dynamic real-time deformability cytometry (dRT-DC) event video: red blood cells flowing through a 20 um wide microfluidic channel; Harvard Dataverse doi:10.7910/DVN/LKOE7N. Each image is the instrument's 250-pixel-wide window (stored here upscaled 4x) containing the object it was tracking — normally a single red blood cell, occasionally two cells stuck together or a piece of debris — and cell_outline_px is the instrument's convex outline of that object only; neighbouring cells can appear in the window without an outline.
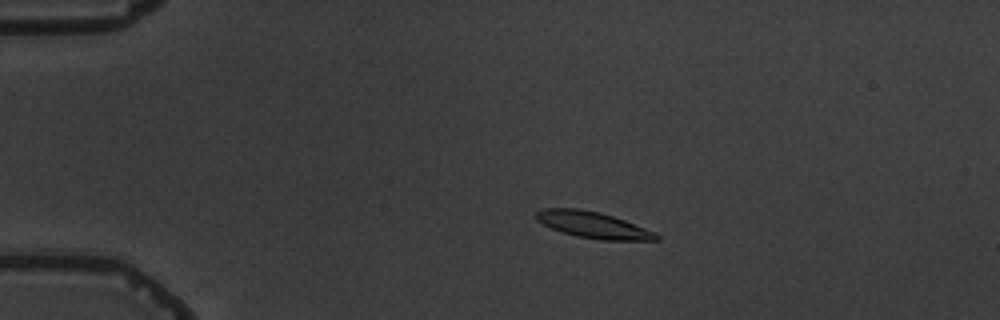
{"species": "common noctule bat (a hibernating species)", "species_latin": "Nyctalus noctula", "temperature_condition": "warm", "stored_images_in_passage": 9, "camera_frame_rate_fps": 3000, "um_per_image_px": 0.085, "animal": {"sex": "male", "body_mass_g": 19.5, "forearm_length_mm": 54.6}, "frame": {"image": 1, "passage_image": 3, "time_ms": 3.333, "image_size_px": [1000, 320], "cell_outline_px": [[660, 240], [600, 240], [576, 236], [552, 228], [536, 220], [536, 212], [544, 208], [580, 208], [600, 212], [624, 220], [656, 232], [660, 236]], "centroid_in_image_um": [50.44, 19.12], "position_along_channel_um": 34.6, "area_um2": 18.38}}
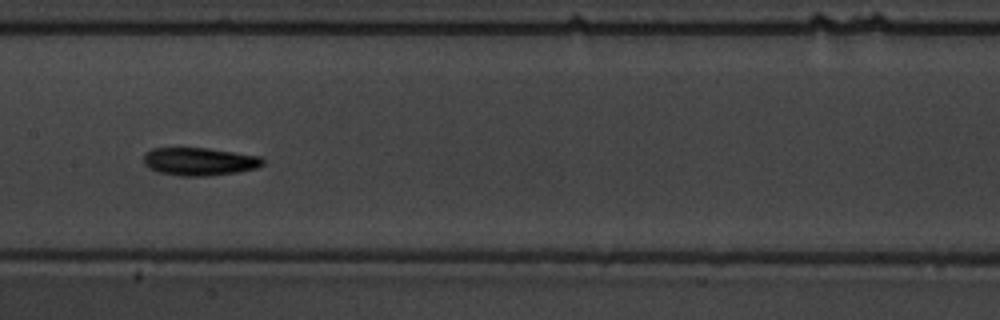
{"frame": {"image": 2, "passage_image": 8, "time_ms": 9.0, "image_size_px": [1000, 320], "cell_outline_px": [[264, 164], [256, 168], [240, 172], [208, 176], [180, 176], [156, 172], [144, 164], [144, 152], [152, 148], [208, 148], [236, 152], [260, 156], [264, 160]], "centroid_in_image_um": [16.95, 13.73], "position_along_channel_um": 190.4, "area_um2": 19.65}}
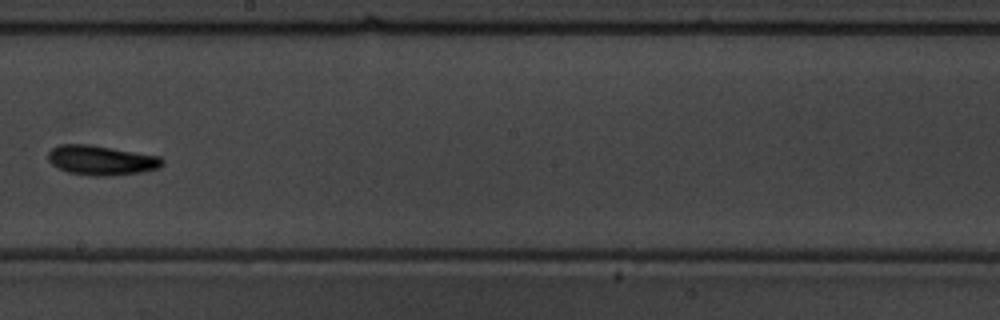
{"frame": {"image": 3, "passage_image": 9, "time_ms": 10.333, "image_size_px": [1000, 320], "cell_outline_px": [[164, 164], [160, 168], [140, 172], [108, 176], [92, 176], [68, 172], [52, 164], [48, 160], [48, 152], [52, 148], [60, 144], [88, 144], [160, 156], [164, 160]], "centroid_in_image_um": [8.62, 13.62], "position_along_channel_um": 239.6, "area_um2": 19.71}}